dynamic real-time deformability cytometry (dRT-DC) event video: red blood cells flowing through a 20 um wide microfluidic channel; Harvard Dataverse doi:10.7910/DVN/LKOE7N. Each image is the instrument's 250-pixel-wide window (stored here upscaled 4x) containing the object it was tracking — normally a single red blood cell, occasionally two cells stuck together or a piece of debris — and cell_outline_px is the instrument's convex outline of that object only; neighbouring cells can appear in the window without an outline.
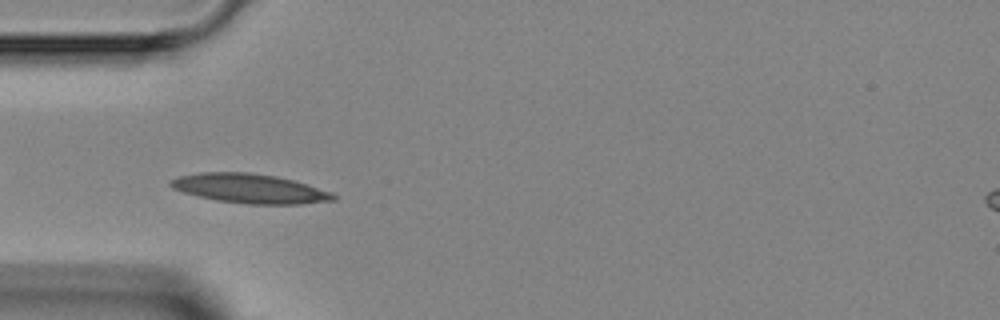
{"species": "Egyptian fruit bat (a non-hibernating species)", "species_latin": "Rousettus aegyptiacus", "temperature_condition": "room temperature", "stored_images_in_passage": 4, "camera_frame_rate_fps": 3000, "um_per_image_px": 0.085, "animal": {"sex": "female"}, "frame": {"image": 1, "passage_image": 2, "time_ms": 1.0, "image_size_px": [1000, 320], "cell_outline_px": [[336, 200], [300, 204], [248, 204], [216, 200], [184, 192], [172, 188], [168, 184], [172, 180], [180, 176], [200, 172], [248, 172], [276, 176], [292, 180], [332, 192], [336, 196]], "centroid_in_image_um": [21.24, 16.02], "position_along_channel_um": 63.8, "area_um2": 27.57}}
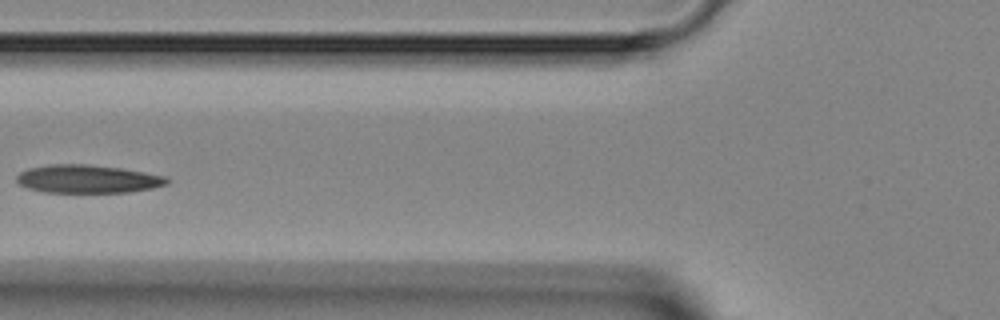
{"frame": {"image": 2, "passage_image": 3, "time_ms": 2.333, "image_size_px": [1000, 320], "cell_outline_px": [[172, 180], [168, 184], [152, 188], [128, 192], [44, 192], [28, 188], [20, 184], [16, 180], [16, 176], [20, 172], [28, 168], [48, 164], [88, 164], [120, 168], [144, 172], [164, 176]], "centroid_in_image_um": [7.45, 15.21], "position_along_channel_um": 118.4, "area_um2": 24.68}}
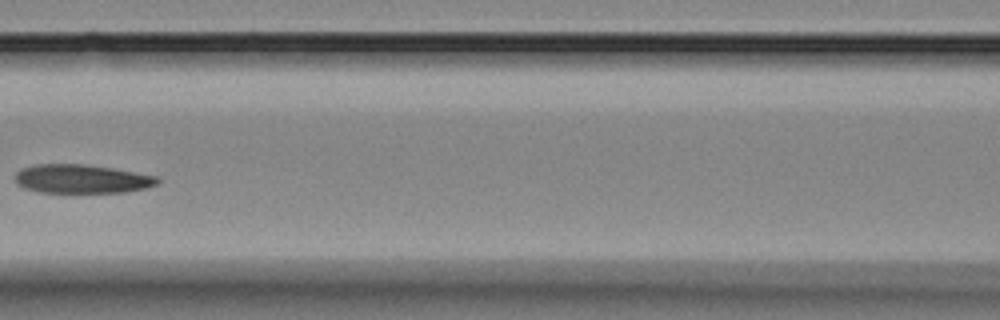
{"frame": {"image": 3, "passage_image": 4, "time_ms": 3.333, "image_size_px": [1000, 320], "cell_outline_px": [[160, 180], [156, 184], [144, 188], [124, 192], [40, 192], [24, 188], [16, 184], [16, 172], [20, 168], [36, 164], [84, 164], [112, 168], [156, 176]], "centroid_in_image_um": [6.89, 15.2], "position_along_channel_um": 159.7, "area_um2": 23.7}}